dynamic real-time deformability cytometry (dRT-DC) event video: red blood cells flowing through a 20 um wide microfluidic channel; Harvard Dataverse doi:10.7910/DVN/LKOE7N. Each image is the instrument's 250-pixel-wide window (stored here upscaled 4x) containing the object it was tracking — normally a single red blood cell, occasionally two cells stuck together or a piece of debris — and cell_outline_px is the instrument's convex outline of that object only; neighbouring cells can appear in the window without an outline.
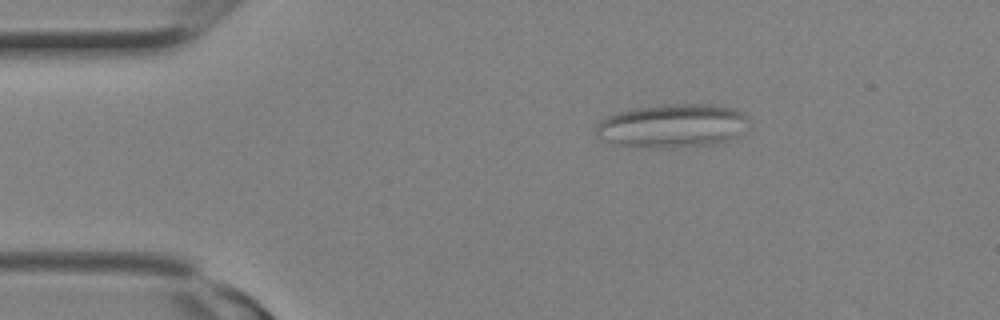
{"species": "Egyptian fruit bat (a non-hibernating species)", "species_latin": "Rousettus aegyptiacus", "temperature_condition": "room temperature", "stored_images_in_passage": 3, "camera_frame_rate_fps": 3000, "um_per_image_px": 0.085, "animal": {"sex": "female"}, "frame": {"image": 1, "passage_image": 1, "time_ms": 0.0, "image_size_px": [1000, 320], "cell_outline_px": [[748, 120], [736, 136], [728, 140], [708, 144], [672, 148], [628, 148], [600, 140], [596, 136], [596, 124], [600, 120], [616, 112], [632, 108], [668, 104], [712, 104], [732, 108], [744, 112], [748, 116]], "centroid_in_image_um": [57.05, 10.7], "position_along_channel_um": 28.0, "area_um2": 39.3}}